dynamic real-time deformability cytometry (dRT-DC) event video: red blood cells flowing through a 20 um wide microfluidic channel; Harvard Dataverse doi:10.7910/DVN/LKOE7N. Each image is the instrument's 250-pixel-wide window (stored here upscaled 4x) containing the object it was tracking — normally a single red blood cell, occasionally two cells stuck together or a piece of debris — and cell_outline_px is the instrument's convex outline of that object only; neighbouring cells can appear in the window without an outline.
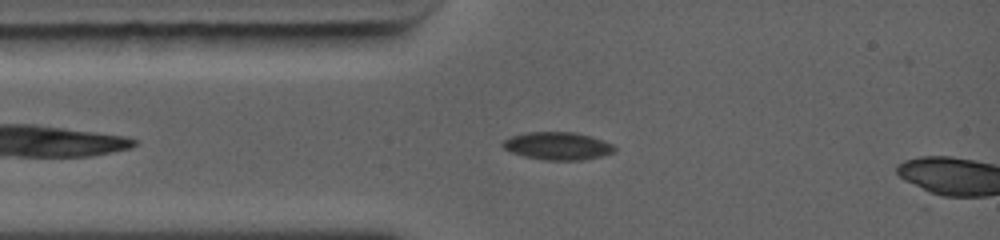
{"species": "common noctule bat (a hibernating species)", "species_latin": "Nyctalus noctula", "temperature_condition": "warm", "stored_images_in_passage": 11, "camera_frame_rate_fps": 5000, "um_per_image_px": 0.085, "animal": {"sex": "female", "body_mass_g": 19.0, "forearm_length_mm": 56.7}, "frame": {"image": 1, "passage_image": 8, "time_ms": 1.2, "image_size_px": [1000, 240], "cell_outline_px": [[612, 148], [604, 152], [588, 156], [536, 156], [520, 152], [508, 148], [504, 144], [508, 140], [520, 136], [544, 132], [560, 132], [580, 136], [604, 144]], "centroid_in_image_um": [47.26, 12.32], "position_along_channel_um": 37.7, "area_um2": 13.47}}